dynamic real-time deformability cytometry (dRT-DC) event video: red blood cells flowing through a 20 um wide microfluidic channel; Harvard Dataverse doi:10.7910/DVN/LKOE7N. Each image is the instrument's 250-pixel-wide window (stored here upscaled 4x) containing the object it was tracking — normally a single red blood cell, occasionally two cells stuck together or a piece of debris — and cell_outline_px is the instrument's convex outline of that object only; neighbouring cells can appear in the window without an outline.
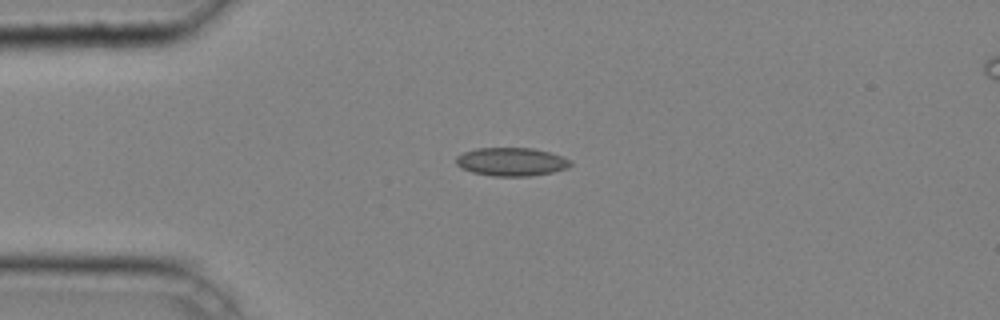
{"species": "common noctule bat (a hibernating species)", "species_latin": "Nyctalus noctula", "temperature_condition": "cold", "stored_images_in_passage": 43, "camera_frame_rate_fps": 3000, "um_per_image_px": 0.085, "animal": {"sex": "male", "body_mass_g": 20.4}, "frame": {"image": 1, "passage_image": 10, "time_ms": 3.0, "image_size_px": [1000, 320], "cell_outline_px": [[572, 164], [568, 168], [552, 172], [532, 176], [492, 176], [472, 172], [460, 168], [456, 164], [456, 156], [464, 152], [476, 148], [532, 148], [548, 152], [572, 160]], "centroid_in_image_um": [43.46, 13.75], "position_along_channel_um": 41.5, "area_um2": 18.96}}
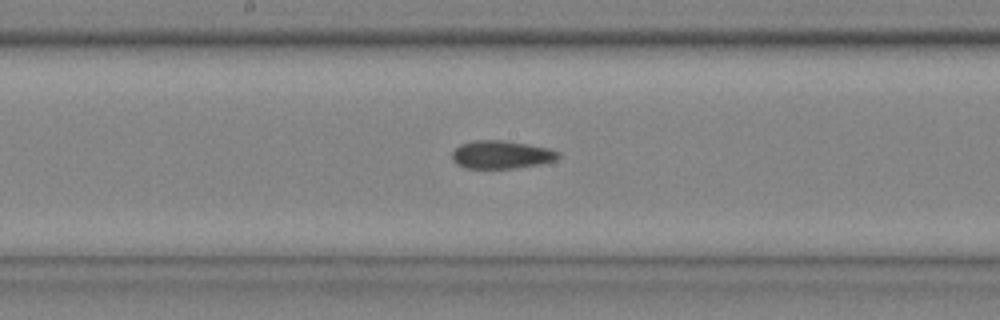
{"frame": {"image": 2, "passage_image": 23, "time_ms": 7.333, "image_size_px": [1000, 320], "cell_outline_px": [[560, 156], [556, 160], [540, 164], [512, 168], [464, 168], [456, 164], [452, 160], [452, 152], [460, 144], [472, 140], [504, 140], [528, 144], [548, 148], [560, 152]], "centroid_in_image_um": [42.6, 13.14], "position_along_channel_um": 205.6, "area_um2": 17.46}}
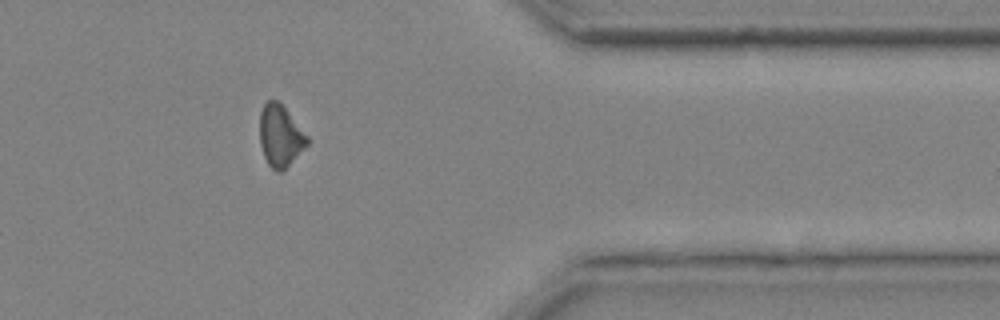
{"frame": {"image": 3, "passage_image": 37, "time_ms": 12.0, "image_size_px": [1000, 320], "cell_outline_px": [[308, 144], [280, 172], [276, 172], [268, 164], [264, 156], [260, 144], [260, 112], [264, 104], [268, 100], [276, 100], [284, 108], [308, 136]], "centroid_in_image_um": [23.8, 11.55], "position_along_channel_um": 387.6, "area_um2": 16.59}, "authors_computed_cell_mechanics": {"area_um2": 17.6868, "velocity_mm_per_s": 4.276, "shape_relaxation_time_tau1_ms": 4.3894, "shape_relaxation_time_tau2_ms": 4.0034, "deformation_change_tau1": 0.0688, "deformation_change_tau2": 0.1091}}